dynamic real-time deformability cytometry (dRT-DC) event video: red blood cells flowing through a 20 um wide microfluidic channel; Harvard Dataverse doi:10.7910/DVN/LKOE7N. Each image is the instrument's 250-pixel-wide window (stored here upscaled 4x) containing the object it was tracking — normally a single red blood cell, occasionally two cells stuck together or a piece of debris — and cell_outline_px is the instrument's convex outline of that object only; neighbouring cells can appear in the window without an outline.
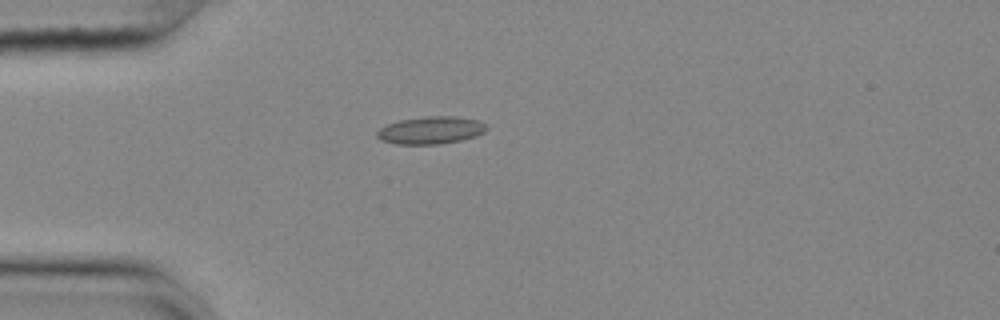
{"species": "common noctule bat (a hibernating species)", "species_latin": "Nyctalus noctula", "temperature_condition": "cold", "stored_images_in_passage": 42, "camera_frame_rate_fps": 3000, "um_per_image_px": 0.085, "animal": {"sex": "female", "body_mass_g": 25.1}, "frame": {"image": 1, "passage_image": 2, "time_ms": 0.333, "image_size_px": [1000, 320], "cell_outline_px": [[488, 128], [484, 132], [476, 136], [460, 140], [440, 144], [396, 144], [380, 140], [376, 136], [376, 132], [380, 128], [388, 124], [400, 120], [424, 116], [456, 116], [476, 120], [484, 124]], "centroid_in_image_um": [36.59, 11.07], "position_along_channel_um": 48.4, "area_um2": 17.51}}
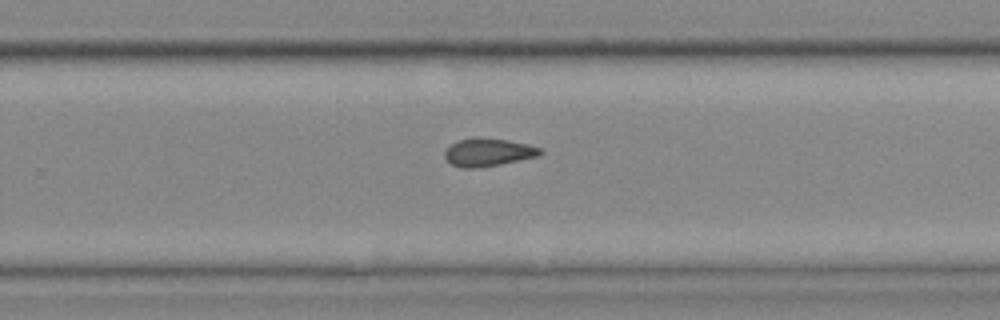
{"frame": {"image": 2, "passage_image": 23, "time_ms": 7.333, "image_size_px": [1000, 320], "cell_outline_px": [[544, 152], [540, 156], [480, 168], [460, 168], [452, 164], [444, 156], [444, 152], [456, 140], [508, 140], [528, 144], [540, 148]], "centroid_in_image_um": [41.54, 12.99], "position_along_channel_um": 288.3, "area_um2": 15.03}}
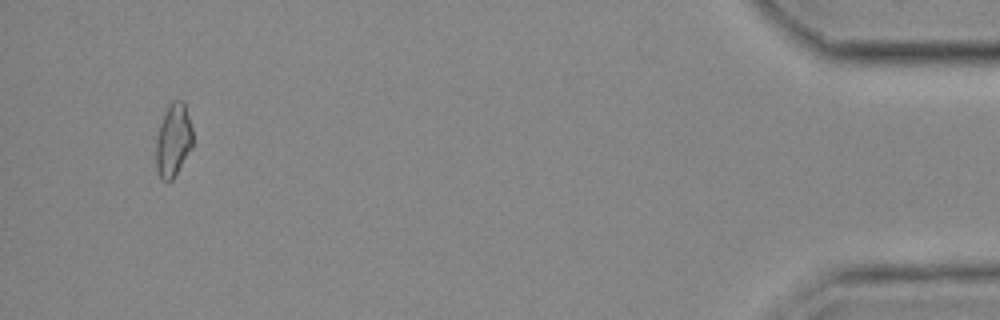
{"frame": {"image": 3, "passage_image": 40, "time_ms": 13.0, "image_size_px": [1000, 320], "cell_outline_px": [[192, 148], [172, 180], [164, 180], [160, 176], [156, 168], [156, 140], [160, 124], [168, 104], [172, 100], [180, 100], [184, 104], [192, 128]], "centroid_in_image_um": [14.72, 11.91], "position_along_channel_um": 420.5, "area_um2": 15.43}, "authors_computed_cell_mechanics": {"area_um2": 15.4326, "velocity_mm_per_s": 3.6469, "shape_relaxation_time_tau1_ms": null, "shape_relaxation_time_tau2_ms": 4.5121, "deformation_change_tau1": null, "deformation_change_tau2": 0.1023}}